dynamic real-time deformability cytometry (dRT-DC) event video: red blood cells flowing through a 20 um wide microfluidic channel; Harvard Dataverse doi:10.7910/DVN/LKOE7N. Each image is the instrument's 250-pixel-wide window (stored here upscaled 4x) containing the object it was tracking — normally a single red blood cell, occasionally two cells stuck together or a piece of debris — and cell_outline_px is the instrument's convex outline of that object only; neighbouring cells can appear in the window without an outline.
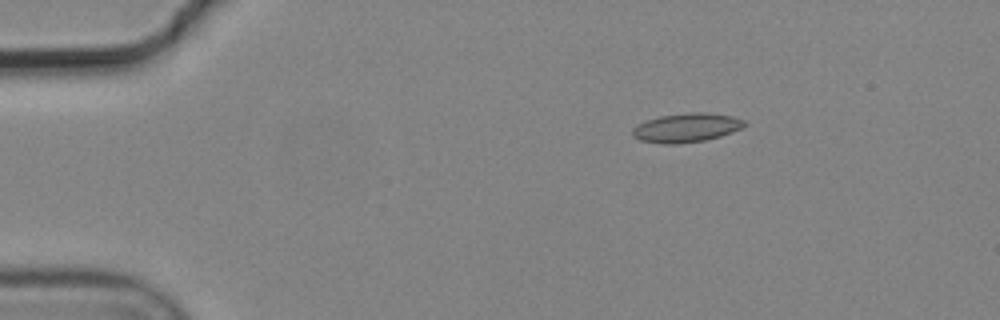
{"species": "common noctule bat (a hibernating species)", "species_latin": "Nyctalus noctula", "temperature_condition": "cold", "stored_images_in_passage": 3, "camera_frame_rate_fps": 3000, "um_per_image_px": 0.085, "animal": {"sex": "male", "body_mass_g": 19.2, "forearm_length_mm": 51.8}, "frame": {"image": 1, "passage_image": 1, "time_ms": 0.0, "image_size_px": [1000, 320], "cell_outline_px": [[748, 124], [732, 132], [720, 136], [704, 140], [676, 144], [660, 144], [640, 140], [632, 136], [632, 128], [636, 124], [660, 116], [692, 112], [708, 112], [732, 116], [744, 120]], "centroid_in_image_um": [58.33, 10.85], "position_along_channel_um": 26.7, "area_um2": 18.96}}